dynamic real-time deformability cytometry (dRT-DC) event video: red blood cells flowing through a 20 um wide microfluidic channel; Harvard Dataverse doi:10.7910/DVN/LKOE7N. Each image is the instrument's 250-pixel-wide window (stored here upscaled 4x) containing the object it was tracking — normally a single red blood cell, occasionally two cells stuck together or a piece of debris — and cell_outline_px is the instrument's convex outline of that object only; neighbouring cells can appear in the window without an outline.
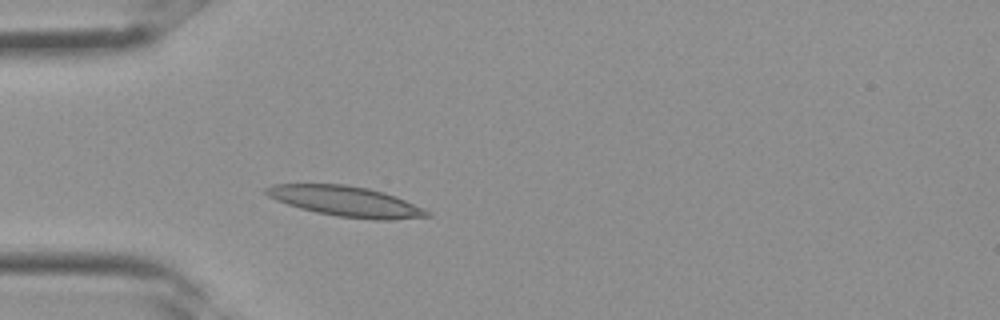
{"species": "Egyptian fruit bat (a non-hibernating species)", "species_latin": "Rousettus aegyptiacus", "temperature_condition": "room temperature", "stored_images_in_passage": 31, "camera_frame_rate_fps": 3000, "um_per_image_px": 0.085, "frame": {"image": 1, "passage_image": 7, "time_ms": 2.0, "image_size_px": [1000, 320], "cell_outline_px": [[432, 216], [392, 220], [376, 220], [340, 216], [316, 212], [300, 208], [276, 200], [268, 196], [264, 192], [264, 188], [272, 184], [344, 184], [368, 188], [384, 192], [396, 196], [424, 208], [432, 212]], "centroid_in_image_um": [29.43, 17.11], "position_along_channel_um": 55.6, "area_um2": 28.44}}
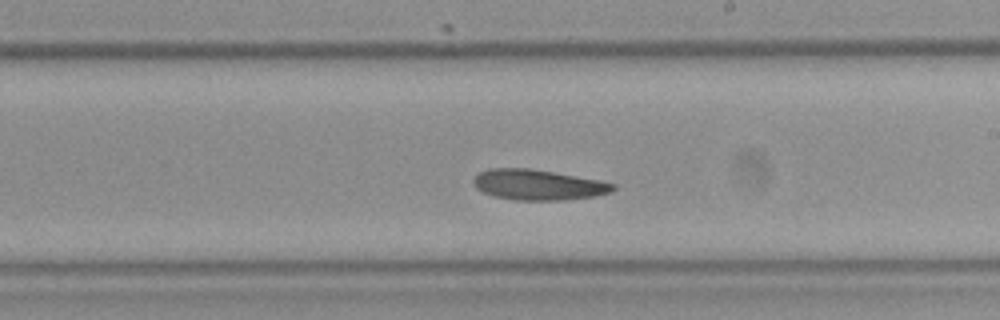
{"frame": {"image": 2, "passage_image": 17, "time_ms": 5.333, "image_size_px": [1000, 320], "cell_outline_px": [[616, 188], [612, 192], [596, 196], [564, 200], [516, 200], [492, 196], [476, 188], [472, 180], [480, 172], [488, 168], [528, 168], [600, 180], [616, 184]], "centroid_in_image_um": [45.75, 15.71], "position_along_channel_um": 243.2, "area_um2": 24.8}}
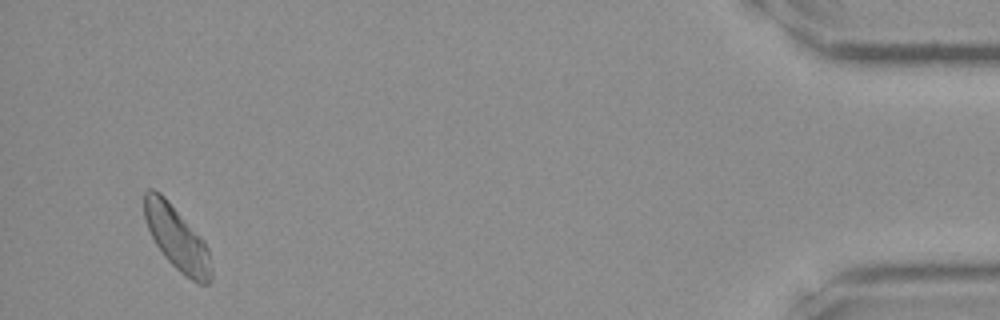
{"frame": {"image": 3, "passage_image": 30, "time_ms": 9.667, "image_size_px": [1000, 320], "cell_outline_px": [[212, 280], [208, 284], [200, 284], [192, 280], [180, 272], [164, 256], [156, 244], [148, 228], [144, 216], [144, 192], [148, 188], [152, 188], [160, 192], [168, 200], [204, 240], [208, 248], [212, 272]], "centroid_in_image_um": [15.04, 20.24], "position_along_channel_um": 420.2, "area_um2": 24.8}}